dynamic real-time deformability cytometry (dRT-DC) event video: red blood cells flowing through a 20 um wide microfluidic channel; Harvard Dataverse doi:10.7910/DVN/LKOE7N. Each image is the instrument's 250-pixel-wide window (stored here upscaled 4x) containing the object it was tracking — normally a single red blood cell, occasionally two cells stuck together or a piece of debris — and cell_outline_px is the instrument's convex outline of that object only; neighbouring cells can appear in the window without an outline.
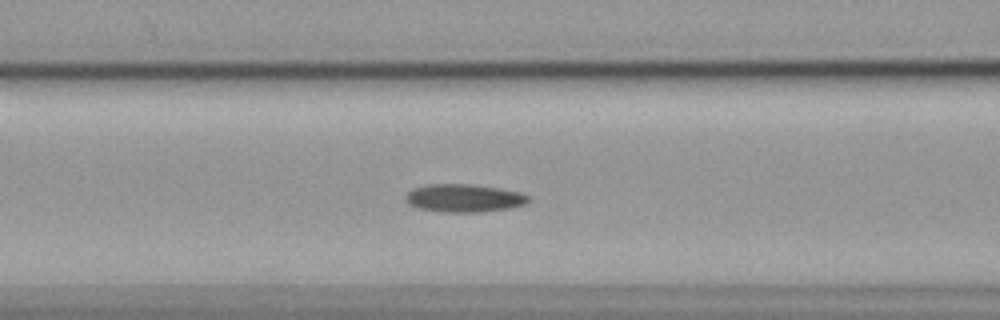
{"species": "common noctule bat (a hibernating species)", "species_latin": "Nyctalus noctula", "temperature_condition": "cold", "stored_images_in_passage": 48, "camera_frame_rate_fps": 3000, "um_per_image_px": 0.085, "animal": {"sex": "female", "body_mass_g": 19.9}, "frame": {"image": 1, "passage_image": 22, "time_ms": 7.0, "image_size_px": [1000, 320], "cell_outline_px": [[528, 200], [524, 204], [508, 208], [484, 212], [440, 212], [420, 208], [408, 204], [404, 196], [408, 192], [416, 188], [432, 184], [468, 184], [496, 188], [520, 192], [528, 196]], "centroid_in_image_um": [39.41, 16.85], "position_along_channel_um": 127.2, "area_um2": 19.71}}
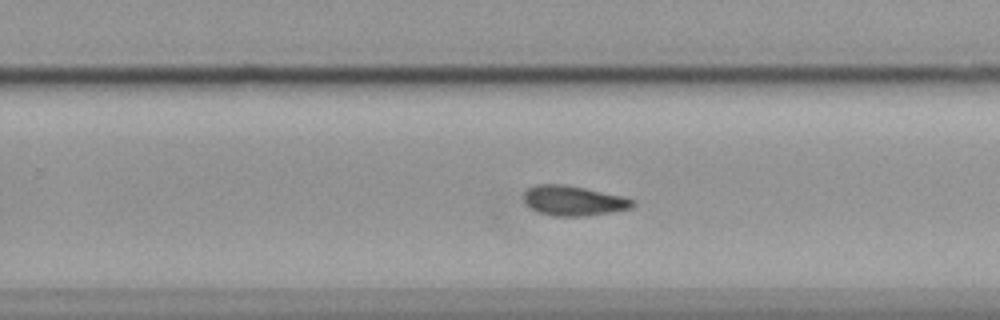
{"frame": {"image": 2, "passage_image": 35, "time_ms": 11.333, "image_size_px": [1000, 320], "cell_outline_px": [[636, 204], [632, 208], [612, 212], [588, 216], [552, 216], [540, 212], [532, 208], [524, 200], [524, 192], [528, 188], [536, 184], [564, 184], [624, 196], [636, 200]], "centroid_in_image_um": [48.8, 17.06], "position_along_channel_um": 281.0, "area_um2": 19.07}}
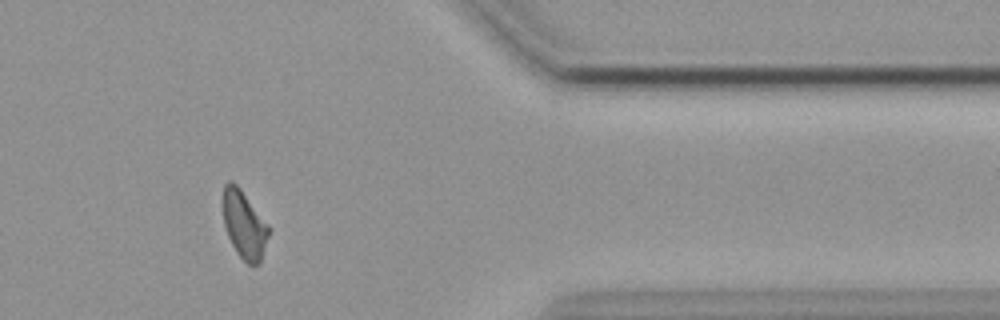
{"frame": {"image": 3, "passage_image": 46, "time_ms": 15.0, "image_size_px": [1000, 320], "cell_outline_px": [[268, 236], [260, 264], [248, 264], [236, 252], [228, 236], [224, 224], [224, 184], [228, 180], [232, 180], [240, 188], [268, 224]], "centroid_in_image_um": [20.76, 19.09], "position_along_channel_um": 390.6, "area_um2": 17.69}, "authors_computed_cell_mechanics": {"area_um2": 19.074, "velocity_mm_per_s": 3.57, "shape_relaxation_time_tau1_ms": null, "shape_relaxation_time_tau2_ms": 5.4717, "deformation_change_tau1": null, "deformation_change_tau2": 0.1319}}